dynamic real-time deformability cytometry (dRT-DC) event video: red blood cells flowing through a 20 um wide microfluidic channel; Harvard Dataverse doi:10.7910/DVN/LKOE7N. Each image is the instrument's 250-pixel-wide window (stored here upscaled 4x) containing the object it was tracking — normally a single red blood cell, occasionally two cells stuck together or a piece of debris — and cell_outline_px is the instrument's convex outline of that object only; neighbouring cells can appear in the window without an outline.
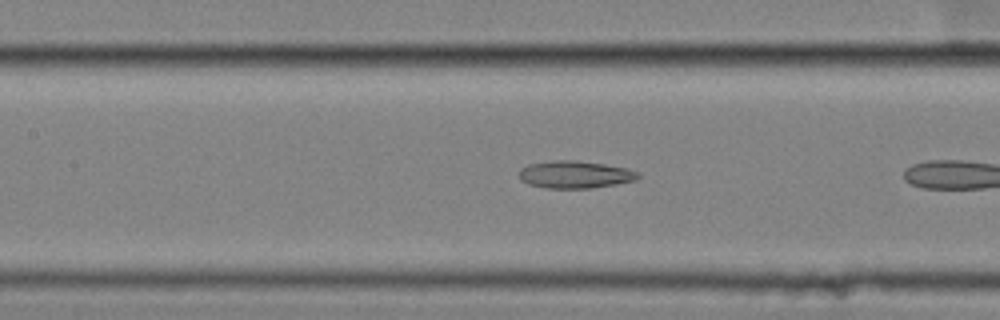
{"species": "common noctule bat (a hibernating species)", "species_latin": "Nyctalus noctula", "temperature_condition": "cold", "stored_images_in_passage": 10, "camera_frame_rate_fps": 3000, "um_per_image_px": 0.085, "animal": {"sex": "female", "body_mass_g": 25.1}, "frame": {"image": 1, "passage_image": 9, "time_ms": 2.667, "image_size_px": [1000, 320], "cell_outline_px": [[640, 176], [636, 180], [616, 184], [588, 188], [548, 188], [528, 184], [520, 180], [520, 168], [528, 164], [552, 160], [576, 160], [604, 164], [628, 168], [640, 172]], "centroid_in_image_um": [48.89, 14.82], "position_along_channel_um": 158.5, "area_um2": 19.07}}